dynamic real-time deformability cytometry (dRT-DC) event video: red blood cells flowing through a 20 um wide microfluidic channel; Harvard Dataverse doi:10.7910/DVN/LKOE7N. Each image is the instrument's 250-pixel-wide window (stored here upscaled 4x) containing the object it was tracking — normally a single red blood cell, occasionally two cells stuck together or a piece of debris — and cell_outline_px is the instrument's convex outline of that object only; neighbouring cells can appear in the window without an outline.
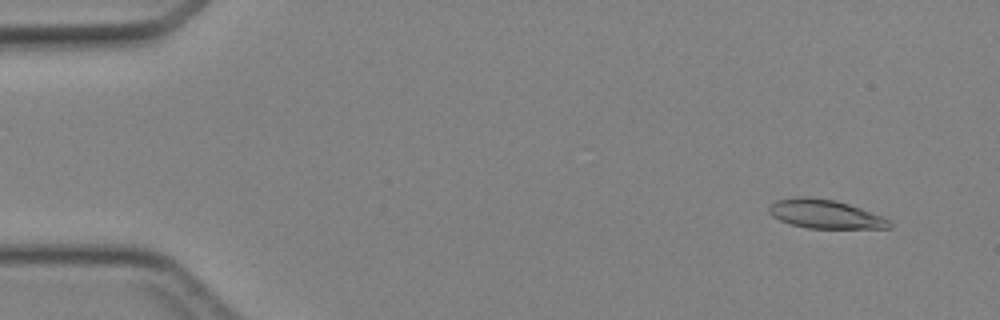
{"species": "Egyptian fruit bat (a non-hibernating species)", "species_latin": "Rousettus aegyptiacus", "temperature_condition": "cold", "stored_images_in_passage": 46, "camera_frame_rate_fps": 3000, "um_per_image_px": 0.085, "animal": {"sex": "female"}, "frame": {"image": 1, "passage_image": 4, "time_ms": 1.0, "image_size_px": [1000, 320], "cell_outline_px": [[892, 228], [808, 228], [792, 224], [780, 220], [772, 216], [768, 212], [768, 208], [776, 200], [804, 196], [832, 200], [848, 204], [884, 216], [892, 224]], "centroid_in_image_um": [70.15, 18.2], "position_along_channel_um": 14.9, "area_um2": 19.94}}
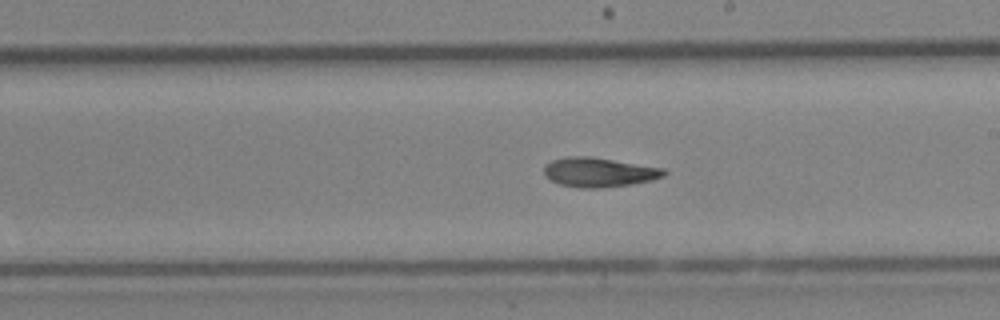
{"frame": {"image": 2, "passage_image": 27, "time_ms": 8.667, "image_size_px": [1000, 320], "cell_outline_px": [[668, 172], [664, 176], [652, 180], [632, 184], [596, 188], [580, 188], [560, 184], [544, 176], [544, 168], [552, 160], [568, 156], [592, 156], [664, 168]], "centroid_in_image_um": [50.94, 14.63], "position_along_channel_um": 238.1, "area_um2": 20.58}}
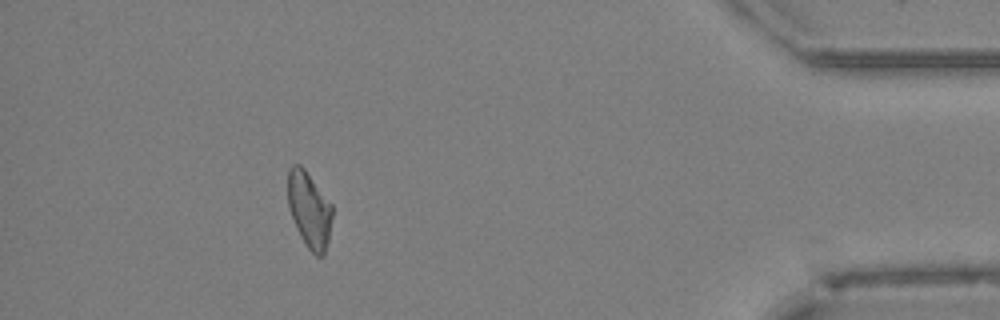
{"frame": {"image": 3, "passage_image": 42, "time_ms": 13.667, "image_size_px": [1000, 320], "cell_outline_px": [[332, 216], [328, 240], [324, 256], [316, 256], [304, 244], [296, 228], [288, 208], [288, 168], [292, 164], [300, 164], [304, 168], [332, 204]], "centroid_in_image_um": [26.27, 17.83], "position_along_channel_um": 408.9, "area_um2": 19.77}}